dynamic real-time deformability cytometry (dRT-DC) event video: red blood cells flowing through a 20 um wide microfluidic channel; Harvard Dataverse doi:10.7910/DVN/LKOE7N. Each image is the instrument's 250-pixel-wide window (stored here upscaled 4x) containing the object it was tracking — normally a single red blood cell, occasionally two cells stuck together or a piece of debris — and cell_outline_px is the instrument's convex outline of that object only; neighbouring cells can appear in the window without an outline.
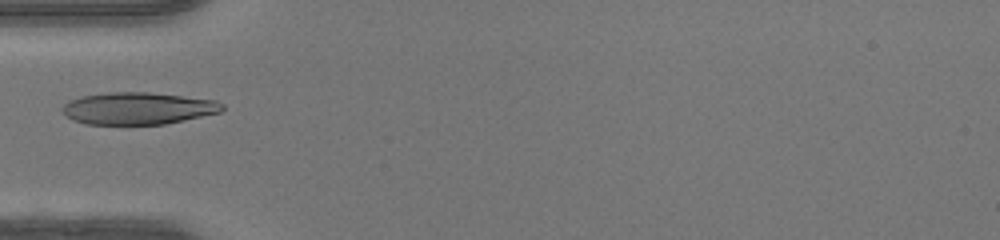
{"species": "human", "species_latin": "Homo sapiens", "temperature_condition": "warm", "stored_images_in_passage": 32, "camera_frame_rate_fps": 3000, "um_per_image_px": 0.085, "donor": {"sex": "female"}, "frame": {"image": 1, "passage_image": 1, "time_ms": 0.0, "image_size_px": [1000, 240], "cell_outline_px": [[224, 108], [220, 112], [184, 120], [164, 124], [84, 124], [72, 120], [60, 108], [68, 100], [80, 96], [112, 92], [148, 92], [216, 100], [224, 104]], "centroid_in_image_um": [11.71, 9.21], "position_along_channel_um": 73.3, "area_um2": 29.88}}
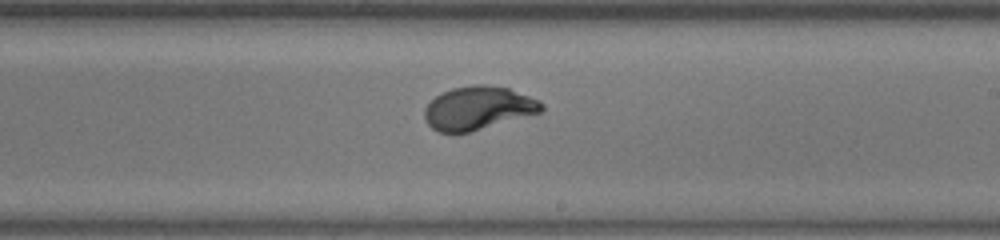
{"frame": {"image": 2, "passage_image": 13, "time_ms": 4.0, "image_size_px": [1000, 240], "cell_outline_px": [[544, 108], [540, 112], [468, 132], [440, 132], [432, 128], [428, 124], [424, 116], [424, 108], [436, 96], [452, 88], [472, 84], [484, 84], [508, 88], [540, 100], [544, 104]], "centroid_in_image_um": [40.64, 9.17], "position_along_channel_um": 248.4, "area_um2": 29.19}}
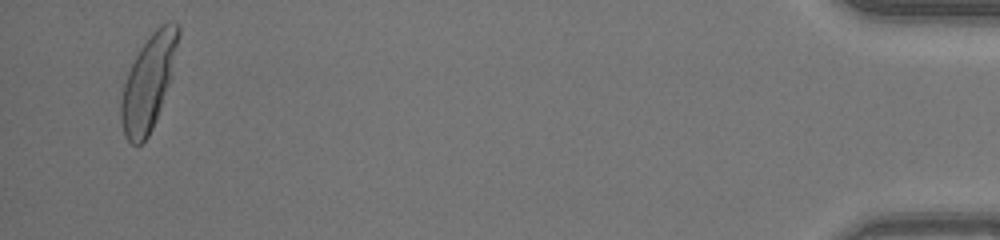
{"frame": {"image": 3, "passage_image": 31, "time_ms": 10.0, "image_size_px": [1000, 240], "cell_outline_px": [[180, 32], [168, 84], [156, 120], [148, 136], [140, 144], [132, 144], [124, 136], [120, 120], [120, 100], [124, 84], [128, 72], [140, 48], [148, 36], [160, 24], [168, 20], [172, 20], [180, 28]], "centroid_in_image_um": [12.59, 6.99], "position_along_channel_um": 422.6, "area_um2": 31.1}}